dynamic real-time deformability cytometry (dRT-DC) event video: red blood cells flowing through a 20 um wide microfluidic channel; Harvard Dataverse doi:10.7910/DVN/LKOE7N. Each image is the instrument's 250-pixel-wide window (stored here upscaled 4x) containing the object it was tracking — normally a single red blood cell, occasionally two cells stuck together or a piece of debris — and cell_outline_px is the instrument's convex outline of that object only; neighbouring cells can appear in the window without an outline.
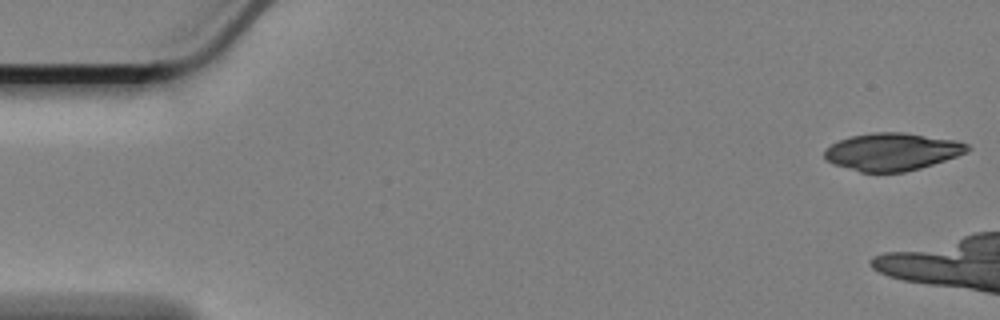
{"species": "Egyptian fruit bat (a non-hibernating species)", "species_latin": "Rousettus aegyptiacus", "temperature_condition": "cold", "stored_images_in_passage": 7, "camera_frame_rate_fps": 3000, "um_per_image_px": 0.085, "animal": {"sex": "female"}, "frame": {"image": 1, "passage_image": 1, "time_ms": 0.0, "image_size_px": [1000, 320], "cell_outline_px": [[972, 148], [956, 156], [920, 168], [904, 172], [860, 172], [832, 164], [824, 156], [824, 152], [832, 144], [840, 140], [852, 136], [872, 132], [904, 132], [956, 140], [968, 144]], "centroid_in_image_um": [75.83, 12.89], "position_along_channel_um": 9.2, "area_um2": 31.04}}